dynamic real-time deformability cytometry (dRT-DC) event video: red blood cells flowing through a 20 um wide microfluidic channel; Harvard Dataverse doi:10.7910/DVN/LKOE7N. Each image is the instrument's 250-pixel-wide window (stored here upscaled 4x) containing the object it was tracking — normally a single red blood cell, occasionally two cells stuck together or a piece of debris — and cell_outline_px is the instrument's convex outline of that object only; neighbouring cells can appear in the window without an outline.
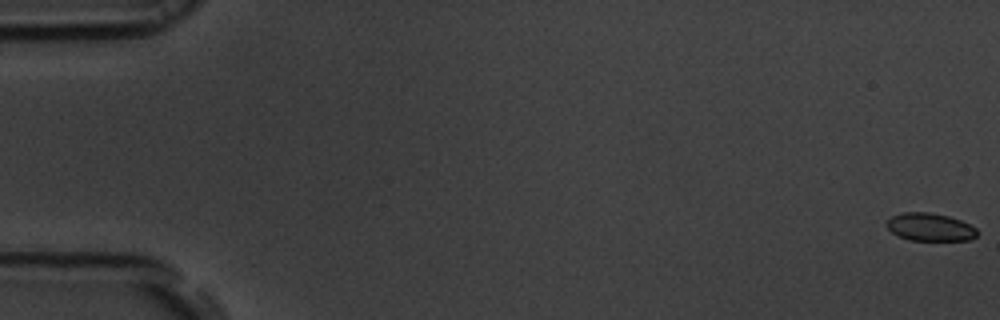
{"species": "common noctule bat (a hibernating species)", "species_latin": "Nyctalus noctula", "temperature_condition": "room temperature", "stored_images_in_passage": 56, "camera_frame_rate_fps": 3000, "um_per_image_px": 0.085, "animal": {"sex": "male", "body_mass_g": 19.5, "forearm_length_mm": 54.6}, "frame": {"image": 1, "passage_image": 1, "time_ms": 0.0, "image_size_px": [1000, 320], "cell_outline_px": [[980, 232], [972, 240], [908, 240], [892, 232], [888, 228], [888, 220], [892, 216], [904, 212], [932, 212], [948, 216], [960, 220], [976, 228]], "centroid_in_image_um": [79.1, 19.3], "position_along_channel_um": 5.9, "area_um2": 14.62}}
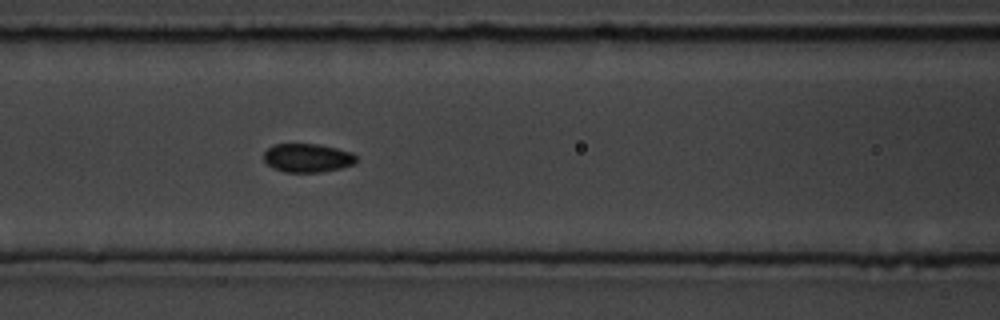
{"frame": {"image": 2, "passage_image": 24, "time_ms": 7.667, "image_size_px": [1000, 320], "cell_outline_px": [[356, 164], [340, 168], [320, 172], [284, 172], [272, 168], [264, 160], [264, 152], [272, 144], [320, 144], [352, 152], [356, 156]], "centroid_in_image_um": [26.13, 13.42], "position_along_channel_um": 140.5, "area_um2": 15.55}}
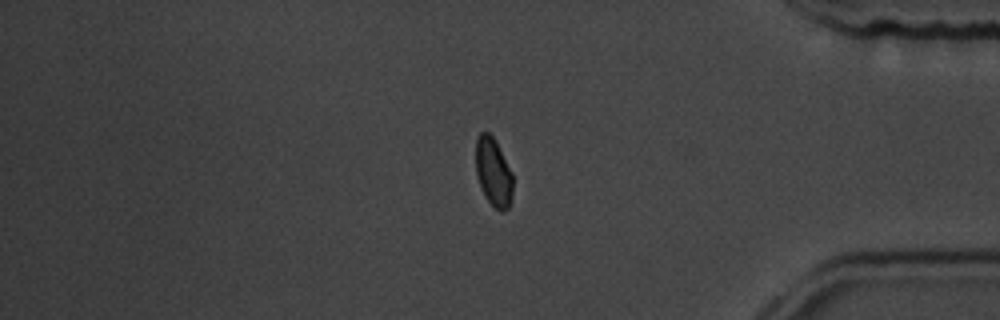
{"frame": {"image": 3, "passage_image": 46, "time_ms": 15.0, "image_size_px": [1000, 320], "cell_outline_px": [[512, 196], [508, 208], [500, 212], [488, 200], [480, 184], [476, 172], [476, 136], [480, 132], [488, 132], [496, 140], [512, 172]], "centroid_in_image_um": [41.94, 14.59], "position_along_channel_um": 393.3, "area_um2": 14.68}, "authors_computed_cell_mechanics": {"area_um2": 15.3748, "velocity_mm_per_s": 3.7951, "shape_relaxation_time_tau1_ms": 4.102, "shape_relaxation_time_tau2_ms": null, "deformation_change_tau1": 0.0674, "deformation_change_tau2": null}}